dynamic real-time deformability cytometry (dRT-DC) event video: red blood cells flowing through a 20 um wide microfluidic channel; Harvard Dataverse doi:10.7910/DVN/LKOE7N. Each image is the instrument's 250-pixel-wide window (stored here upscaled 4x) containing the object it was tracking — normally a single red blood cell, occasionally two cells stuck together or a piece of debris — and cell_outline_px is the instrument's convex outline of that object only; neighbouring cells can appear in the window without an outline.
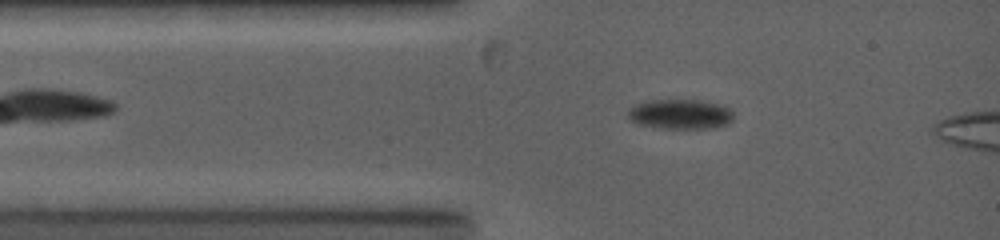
{"species": "common noctule bat (a hibernating species)", "species_latin": "Nyctalus noctula", "temperature_condition": "warm", "stored_images_in_passage": 7, "camera_frame_rate_fps": 5000, "um_per_image_px": 0.085, "animal": {"sex": "female", "body_mass_g": 19.0, "forearm_length_mm": 53.3}, "frame": {"image": 1, "passage_image": 5, "time_ms": 1.8, "image_size_px": [1000, 240], "cell_outline_px": [[732, 120], [728, 124], [716, 128], [660, 128], [640, 124], [632, 120], [628, 116], [628, 108], [632, 104], [644, 100], [704, 100], [720, 104], [732, 108]], "centroid_in_image_um": [57.83, 9.68], "position_along_channel_um": 27.2, "area_um2": 18.67}}